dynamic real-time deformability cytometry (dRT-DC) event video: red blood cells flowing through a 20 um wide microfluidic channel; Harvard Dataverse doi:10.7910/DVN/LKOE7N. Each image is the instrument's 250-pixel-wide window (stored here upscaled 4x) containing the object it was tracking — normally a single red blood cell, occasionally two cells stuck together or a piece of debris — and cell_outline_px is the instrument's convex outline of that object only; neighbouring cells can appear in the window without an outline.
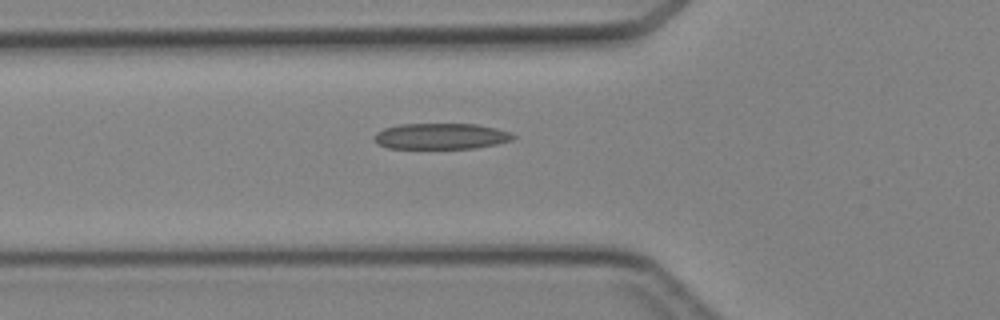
{"species": "Egyptian fruit bat (a non-hibernating species)", "species_latin": "Rousettus aegyptiacus", "temperature_condition": "cold", "stored_images_in_passage": 31, "camera_frame_rate_fps": 3000, "um_per_image_px": 0.085, "animal": {"sex": "female"}, "frame": {"image": 1, "passage_image": 2, "time_ms": 0.333, "image_size_px": [1000, 320], "cell_outline_px": [[516, 136], [512, 140], [496, 144], [472, 148], [388, 148], [380, 144], [372, 136], [376, 132], [384, 128], [400, 124], [476, 124], [496, 128], [508, 132]], "centroid_in_image_um": [37.47, 11.57], "position_along_channel_um": 88.3, "area_um2": 20.81}}
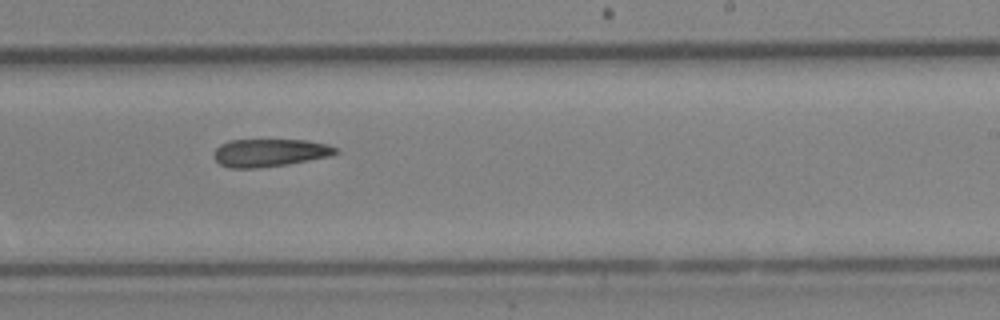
{"frame": {"image": 2, "passage_image": 14, "time_ms": 4.333, "image_size_px": [1000, 320], "cell_outline_px": [[340, 152], [332, 156], [288, 164], [260, 168], [228, 168], [220, 164], [212, 156], [216, 148], [220, 144], [228, 140], [308, 140], [328, 144], [340, 148]], "centroid_in_image_um": [22.96, 12.98], "position_along_channel_um": 266.0, "area_um2": 20.11}}
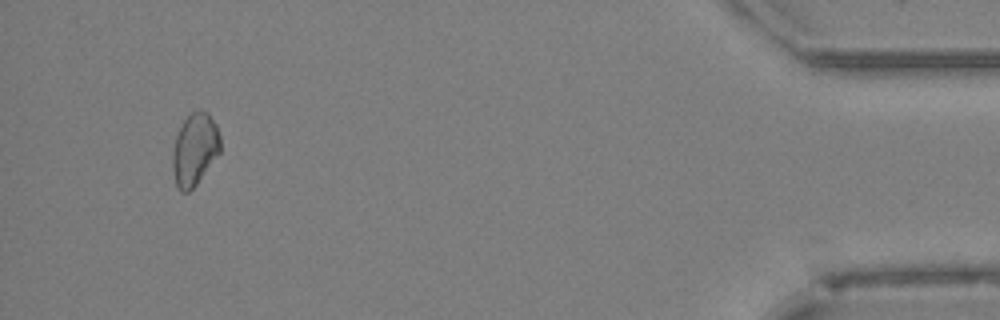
{"frame": {"image": 3, "passage_image": 29, "time_ms": 9.333, "image_size_px": [1000, 320], "cell_outline_px": [[220, 152], [196, 184], [188, 192], [180, 192], [176, 188], [172, 168], [172, 152], [176, 136], [184, 120], [192, 112], [200, 108], [208, 112], [216, 124], [220, 136]], "centroid_in_image_um": [16.54, 12.69], "position_along_channel_um": 418.7, "area_um2": 20.17}}